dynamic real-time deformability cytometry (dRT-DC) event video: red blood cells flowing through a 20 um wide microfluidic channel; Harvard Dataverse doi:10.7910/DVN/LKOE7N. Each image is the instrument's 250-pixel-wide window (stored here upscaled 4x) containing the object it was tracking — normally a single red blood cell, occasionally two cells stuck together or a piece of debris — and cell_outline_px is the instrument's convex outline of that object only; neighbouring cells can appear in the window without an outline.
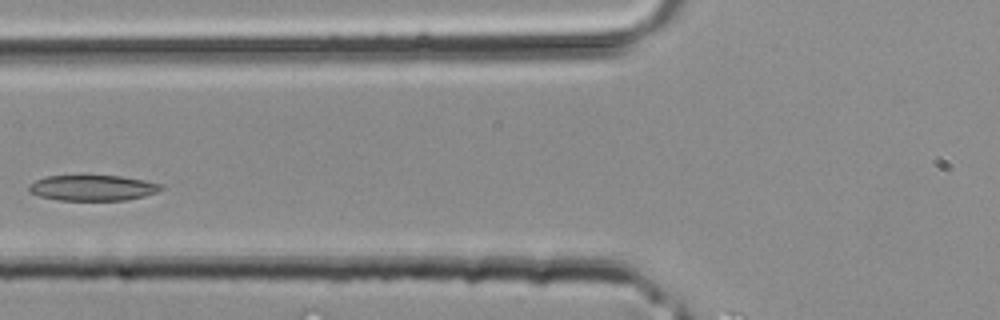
{"species": "common noctule bat (a hibernating species)", "species_latin": "Nyctalus noctula", "temperature_condition": "room temperature", "stored_images_in_passage": 29, "camera_frame_rate_fps": 3000, "um_per_image_px": 0.085, "animal": {"sex": "male", "body_mass_g": 20.4}, "frame": {"image": 1, "passage_image": 8, "time_ms": 2.333, "image_size_px": [1000, 320], "cell_outline_px": [[164, 188], [156, 192], [144, 196], [128, 200], [60, 200], [40, 196], [32, 192], [28, 188], [28, 184], [36, 180], [48, 176], [120, 176], [144, 180], [160, 184]], "centroid_in_image_um": [7.89, 15.97], "position_along_channel_um": 117.9, "area_um2": 19.48}}
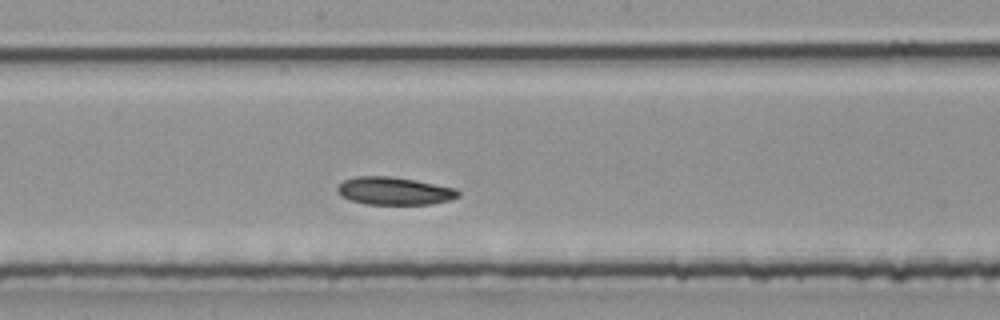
{"frame": {"image": 2, "passage_image": 13, "time_ms": 4.0, "image_size_px": [1000, 320], "cell_outline_px": [[460, 196], [452, 200], [432, 204], [364, 204], [340, 196], [336, 188], [344, 180], [356, 176], [392, 176], [416, 180], [456, 188], [460, 192]], "centroid_in_image_um": [33.55, 16.23], "position_along_channel_um": 214.7, "area_um2": 19.71}}
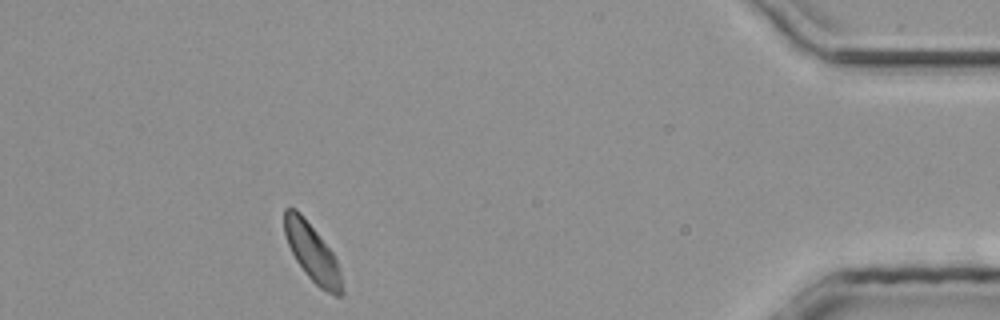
{"frame": {"image": 3, "passage_image": 26, "time_ms": 8.333, "image_size_px": [1000, 320], "cell_outline_px": [[344, 292], [340, 296], [336, 296], [320, 288], [308, 276], [296, 260], [288, 244], [284, 232], [284, 208], [296, 208], [300, 212], [332, 252], [336, 260], [340, 272], [344, 288]], "centroid_in_image_um": [26.54, 21.49], "position_along_channel_um": 408.7, "area_um2": 19.02}}